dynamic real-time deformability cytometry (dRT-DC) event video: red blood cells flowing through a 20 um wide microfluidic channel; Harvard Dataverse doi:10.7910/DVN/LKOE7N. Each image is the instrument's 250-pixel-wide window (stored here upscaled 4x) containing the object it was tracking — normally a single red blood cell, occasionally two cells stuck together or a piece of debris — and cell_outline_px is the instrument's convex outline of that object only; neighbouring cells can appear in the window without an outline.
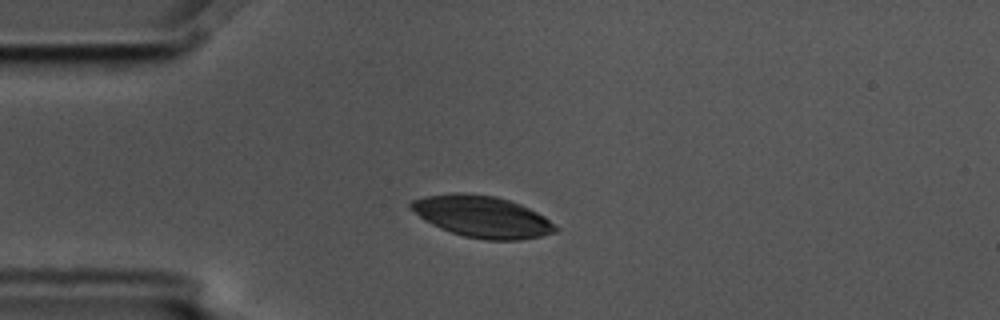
{"species": "common noctule bat (a hibernating species)", "species_latin": "Nyctalus noctula", "temperature_condition": "cold", "stored_images_in_passage": 6, "camera_frame_rate_fps": 3000, "um_per_image_px": 0.085, "animal": {"sex": "male", "body_mass_g": 17.5, "forearm_length_mm": 52.3}, "frame": {"image": 1, "passage_image": 3, "time_ms": 0.667, "image_size_px": [1000, 320], "cell_outline_px": [[560, 228], [556, 232], [540, 236], [520, 240], [488, 240], [464, 236], [440, 228], [424, 220], [408, 208], [408, 204], [412, 200], [428, 196], [456, 192], [496, 196], [520, 204], [544, 216], [556, 224]], "centroid_in_image_um": [40.99, 18.42], "position_along_channel_um": 44.0, "area_um2": 34.97}}